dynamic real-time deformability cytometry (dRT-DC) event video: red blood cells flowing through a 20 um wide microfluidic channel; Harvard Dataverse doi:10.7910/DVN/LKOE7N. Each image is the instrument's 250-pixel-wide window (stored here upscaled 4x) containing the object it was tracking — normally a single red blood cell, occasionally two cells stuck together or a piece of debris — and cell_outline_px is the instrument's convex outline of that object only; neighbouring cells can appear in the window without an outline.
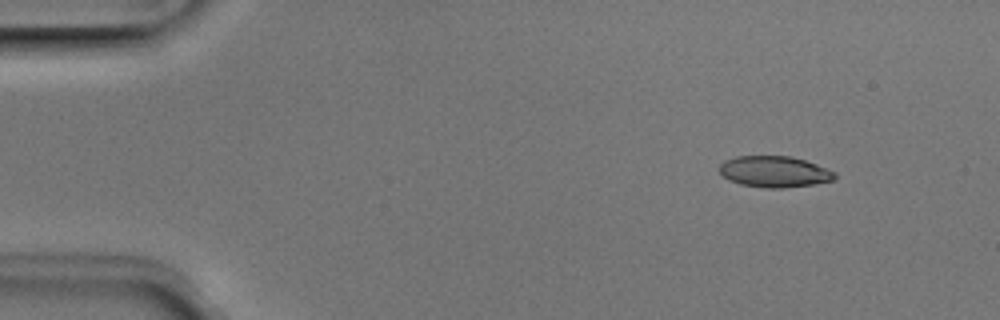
{"species": "Egyptian fruit bat (a non-hibernating species)", "species_latin": "Rousettus aegyptiacus", "temperature_condition": "room temperature", "stored_images_in_passage": 7, "camera_frame_rate_fps": 3000, "um_per_image_px": 0.085, "animal": {"sex": "male"}, "frame": {"image": 1, "passage_image": 2, "time_ms": 0.333, "image_size_px": [1000, 320], "cell_outline_px": [[836, 176], [832, 180], [812, 184], [784, 188], [764, 188], [740, 184], [728, 180], [720, 172], [720, 164], [724, 160], [736, 156], [792, 156], [816, 164], [836, 172]], "centroid_in_image_um": [65.8, 14.59], "position_along_channel_um": 19.2, "area_um2": 20.92}}
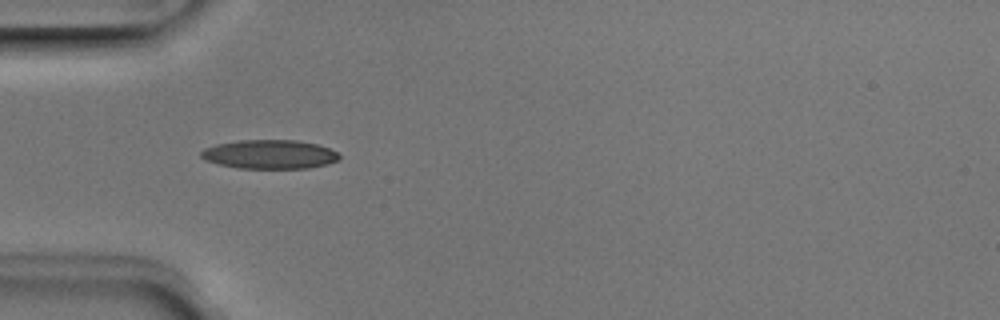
{"frame": {"image": 2, "passage_image": 5, "time_ms": 1.333, "image_size_px": [1000, 320], "cell_outline_px": [[340, 156], [336, 160], [328, 164], [308, 168], [236, 168], [204, 160], [200, 156], [200, 152], [204, 148], [216, 144], [240, 140], [296, 140], [316, 144], [328, 148], [336, 152]], "centroid_in_image_um": [22.88, 13.12], "position_along_channel_um": 62.1, "area_um2": 23.24}}
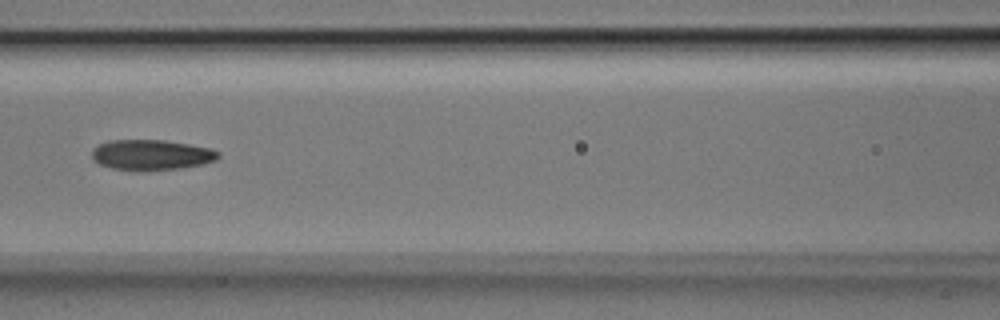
{"frame": {"image": 3, "passage_image": 7, "time_ms": 2.0, "image_size_px": [1000, 320], "cell_outline_px": [[220, 156], [216, 160], [204, 164], [180, 168], [140, 172], [112, 168], [100, 164], [92, 156], [92, 148], [108, 140], [164, 140], [212, 148], [220, 152]], "centroid_in_image_um": [12.89, 13.17], "position_along_channel_um": 153.7, "area_um2": 22.66}}